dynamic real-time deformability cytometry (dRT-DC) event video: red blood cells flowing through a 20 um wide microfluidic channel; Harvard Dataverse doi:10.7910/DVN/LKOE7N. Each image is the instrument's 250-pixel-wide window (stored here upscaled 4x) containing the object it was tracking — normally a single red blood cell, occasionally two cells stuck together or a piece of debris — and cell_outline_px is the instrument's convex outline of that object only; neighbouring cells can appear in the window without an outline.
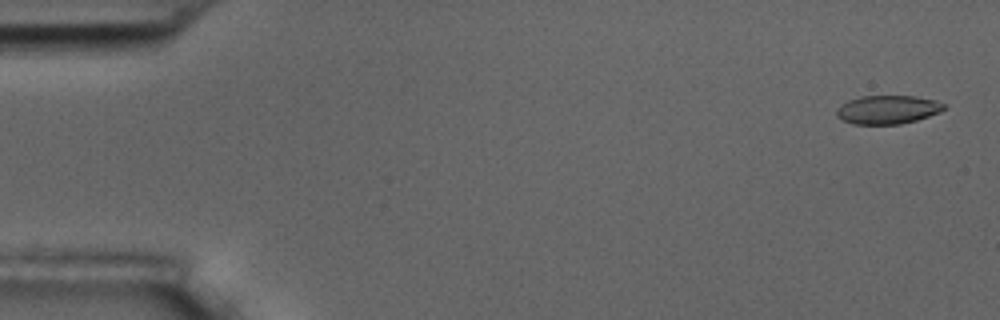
{"species": "common noctule bat (a hibernating species)", "species_latin": "Nyctalus noctula", "temperature_condition": "room temperature", "stored_images_in_passage": 5, "camera_frame_rate_fps": 3000, "um_per_image_px": 0.085, "animal": {"sex": "male", "body_mass_g": 17.5, "forearm_length_mm": 52.3}, "frame": {"image": 1, "passage_image": 1, "time_ms": 0.0, "image_size_px": [1000, 320], "cell_outline_px": [[944, 108], [940, 112], [916, 120], [900, 124], [852, 124], [836, 116], [836, 112], [840, 104], [848, 100], [860, 96], [912, 96], [936, 100], [944, 104]], "centroid_in_image_um": [75.42, 9.31], "position_along_channel_um": 9.6, "area_um2": 17.8}}
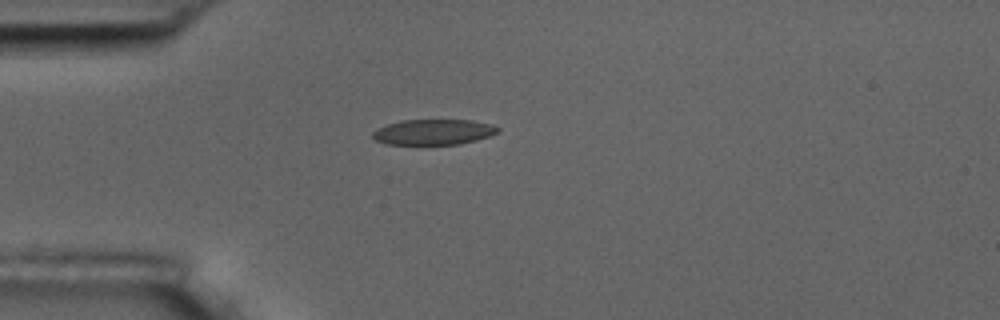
{"frame": {"image": 2, "passage_image": 4, "time_ms": 4.333, "image_size_px": [1000, 320], "cell_outline_px": [[500, 132], [476, 140], [460, 144], [384, 144], [376, 140], [372, 136], [372, 132], [388, 124], [404, 120], [472, 120], [488, 124], [500, 128]], "centroid_in_image_um": [36.86, 11.22], "position_along_channel_um": 48.1, "area_um2": 18.38}}